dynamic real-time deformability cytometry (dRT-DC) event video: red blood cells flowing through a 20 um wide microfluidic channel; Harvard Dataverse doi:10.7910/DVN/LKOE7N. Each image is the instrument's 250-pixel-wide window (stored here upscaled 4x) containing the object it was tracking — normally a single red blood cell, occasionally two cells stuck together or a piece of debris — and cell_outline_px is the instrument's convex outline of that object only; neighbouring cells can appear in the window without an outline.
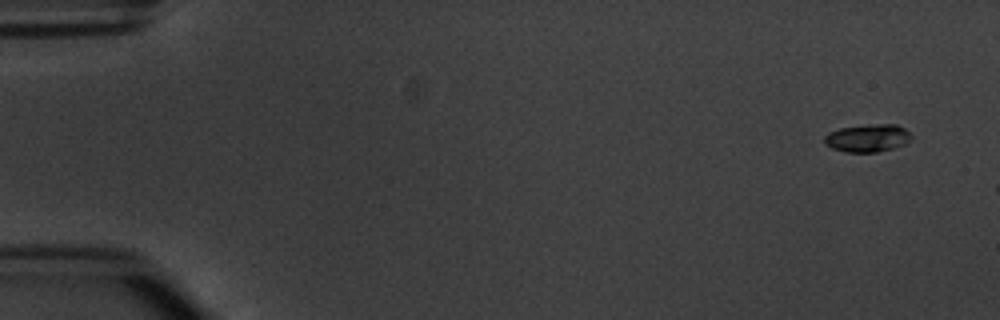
{"species": "common noctule bat (a hibernating species)", "species_latin": "Nyctalus noctula", "temperature_condition": "warm", "stored_images_in_passage": 3, "camera_frame_rate_fps": 3000, "um_per_image_px": 0.085, "animal": {"sex": "male", "body_mass_g": 20.1, "forearm_length_mm": 53.5}, "frame": {"image": 1, "passage_image": 1, "time_ms": 0.0, "image_size_px": [1000, 320], "cell_outline_px": [[912, 140], [904, 144], [892, 148], [876, 152], [844, 152], [832, 148], [824, 144], [824, 136], [828, 132], [840, 128], [876, 124], [896, 124], [904, 128], [912, 136]], "centroid_in_image_um": [73.73, 11.74], "position_along_channel_um": 11.3, "area_um2": 14.05}}